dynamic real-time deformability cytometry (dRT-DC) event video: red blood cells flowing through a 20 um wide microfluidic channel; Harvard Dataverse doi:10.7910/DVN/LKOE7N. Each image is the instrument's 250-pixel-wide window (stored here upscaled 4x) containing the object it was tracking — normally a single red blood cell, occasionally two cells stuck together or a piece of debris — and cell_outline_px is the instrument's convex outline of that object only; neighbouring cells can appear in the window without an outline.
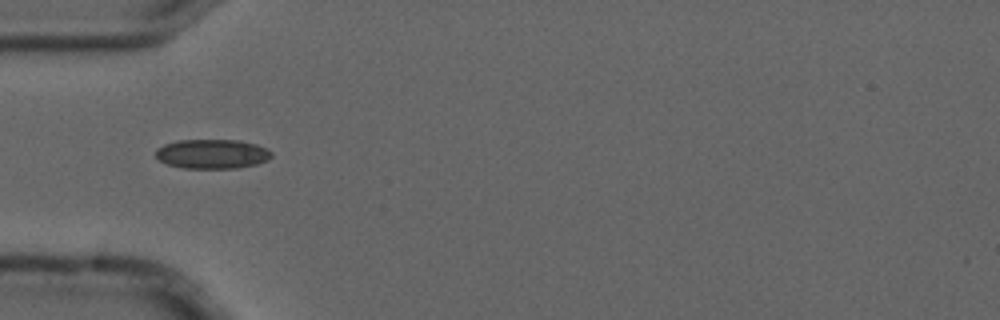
{"species": "common noctule bat (a hibernating species)", "species_latin": "Nyctalus noctula", "temperature_condition": "cold", "stored_images_in_passage": 7, "camera_frame_rate_fps": 3000, "um_per_image_px": 0.085, "animal": {"sex": "male", "forearm_length_mm": 52.5}, "frame": {"image": 1, "passage_image": 5, "time_ms": 1.333, "image_size_px": [1000, 320], "cell_outline_px": [[272, 156], [268, 160], [256, 164], [236, 168], [184, 168], [168, 164], [160, 160], [156, 156], [156, 148], [164, 144], [176, 140], [236, 140], [256, 144], [268, 148], [272, 152]], "centroid_in_image_um": [18.05, 13.08], "position_along_channel_um": 67.0, "area_um2": 19.88}}
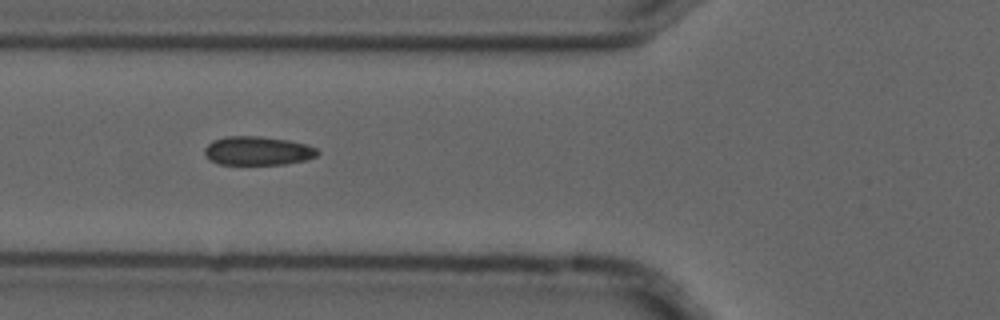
{"frame": {"image": 2, "passage_image": 6, "time_ms": 1.667, "image_size_px": [1000, 320], "cell_outline_px": [[320, 152], [316, 156], [308, 160], [284, 164], [220, 164], [208, 160], [204, 152], [204, 148], [212, 140], [228, 136], [260, 136], [288, 140], [308, 144], [316, 148]], "centroid_in_image_um": [21.91, 12.82], "position_along_channel_um": 103.9, "area_um2": 19.13}}
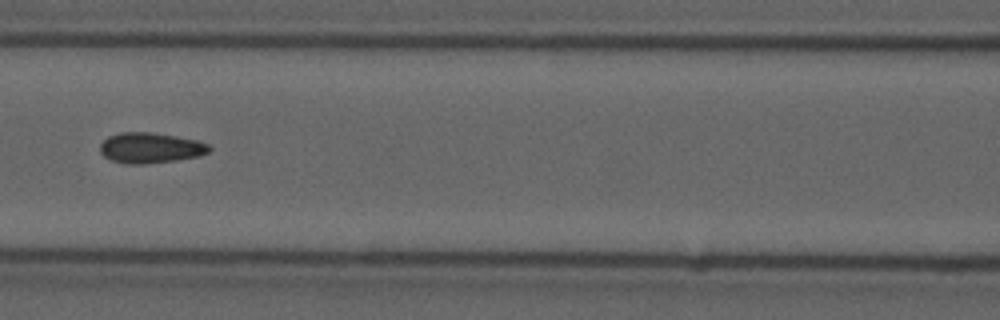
{"frame": {"image": 3, "passage_image": 7, "time_ms": 2.0, "image_size_px": [1000, 320], "cell_outline_px": [[212, 148], [208, 152], [196, 156], [176, 160], [140, 164], [128, 164], [112, 160], [104, 156], [100, 152], [100, 144], [108, 136], [120, 132], [152, 132], [176, 136], [196, 140], [208, 144]], "centroid_in_image_um": [12.76, 12.56], "position_along_channel_um": 153.8, "area_um2": 19.25}}